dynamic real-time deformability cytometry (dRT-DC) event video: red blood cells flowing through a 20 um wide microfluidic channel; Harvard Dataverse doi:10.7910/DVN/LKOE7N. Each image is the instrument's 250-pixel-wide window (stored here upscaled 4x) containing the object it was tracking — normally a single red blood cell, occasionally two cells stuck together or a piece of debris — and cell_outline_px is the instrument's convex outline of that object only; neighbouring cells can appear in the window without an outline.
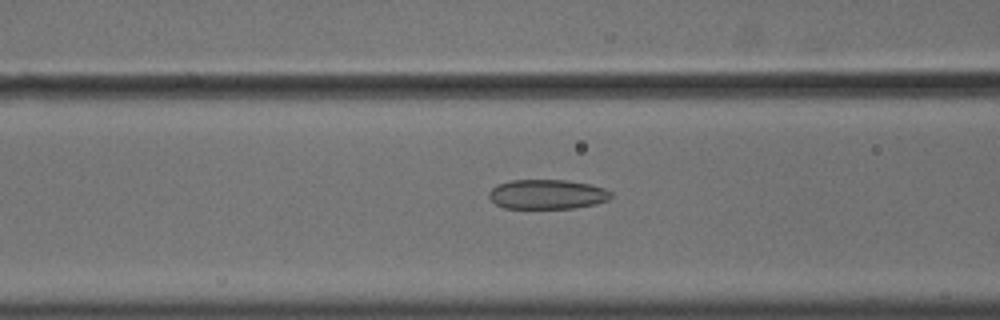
{"species": "common noctule bat (a hibernating species)", "species_latin": "Nyctalus noctula", "temperature_condition": "cold", "stored_images_in_passage": 55, "camera_frame_rate_fps": 3000, "um_per_image_px": 0.085, "animal": {"sex": "male", "body_mass_g": 18.8}, "frame": {"image": 1, "passage_image": 23, "time_ms": 7.333, "image_size_px": [1000, 320], "cell_outline_px": [[612, 196], [608, 200], [596, 204], [572, 208], [504, 208], [496, 204], [488, 196], [488, 192], [496, 184], [512, 180], [568, 180], [592, 184], [604, 188], [612, 192]], "centroid_in_image_um": [46.52, 16.51], "position_along_channel_um": 120.1, "area_um2": 21.21}}
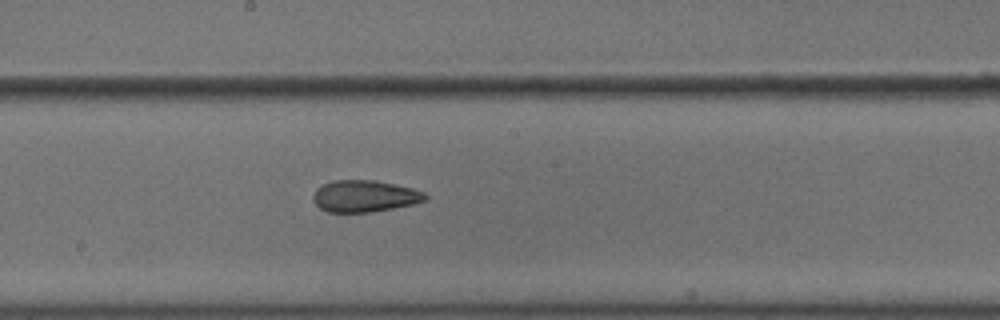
{"frame": {"image": 2, "passage_image": 31, "time_ms": 10.0, "image_size_px": [1000, 320], "cell_outline_px": [[428, 196], [424, 200], [412, 204], [392, 208], [368, 212], [328, 212], [320, 208], [312, 200], [312, 196], [316, 188], [332, 180], [372, 180], [412, 188], [424, 192]], "centroid_in_image_um": [30.94, 16.67], "position_along_channel_um": 217.3, "area_um2": 20.52}}
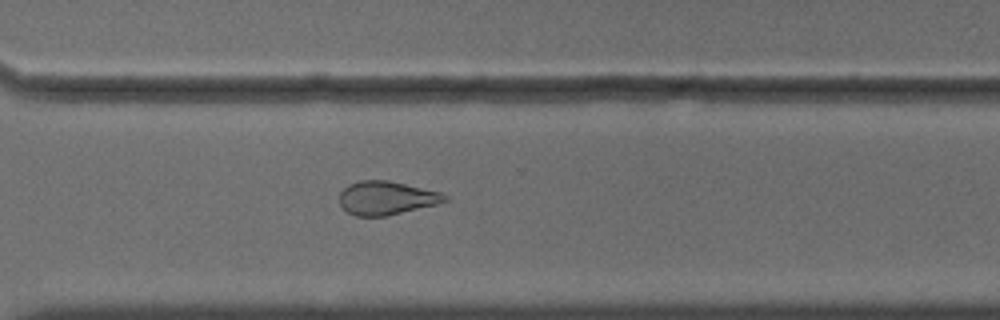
{"frame": {"image": 3, "passage_image": 41, "time_ms": 13.333, "image_size_px": [1000, 320], "cell_outline_px": [[448, 200], [440, 204], [384, 216], [356, 216], [348, 212], [340, 204], [340, 192], [348, 184], [360, 180], [388, 180], [440, 192], [448, 196]], "centroid_in_image_um": [32.86, 16.82], "position_along_channel_um": 337.7, "area_um2": 20.58}}